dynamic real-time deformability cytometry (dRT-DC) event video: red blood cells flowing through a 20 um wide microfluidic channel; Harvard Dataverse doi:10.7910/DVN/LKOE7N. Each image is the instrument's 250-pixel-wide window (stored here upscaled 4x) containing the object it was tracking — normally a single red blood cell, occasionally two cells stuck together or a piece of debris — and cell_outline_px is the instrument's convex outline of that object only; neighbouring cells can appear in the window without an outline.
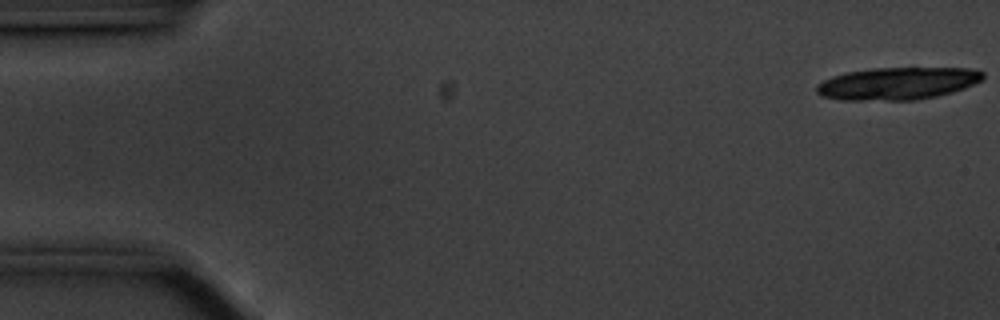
{"species": "common noctule bat (a hibernating species)", "species_latin": "Nyctalus noctula", "temperature_condition": "cold", "stored_images_in_passage": 20, "camera_frame_rate_fps": 3000, "um_per_image_px": 0.085, "animal": {"sex": "male", "body_mass_g": 20.1, "forearm_length_mm": 53.5}, "frame": {"image": 1, "passage_image": 1, "time_ms": 0.0, "image_size_px": [1000, 320], "cell_outline_px": [[984, 80], [964, 88], [952, 92], [936, 96], [916, 100], [840, 100], [820, 96], [816, 92], [816, 84], [832, 76], [848, 72], [872, 68], [968, 68], [984, 72]], "centroid_in_image_um": [76.28, 7.1], "position_along_channel_um": 8.7, "area_um2": 31.56}}